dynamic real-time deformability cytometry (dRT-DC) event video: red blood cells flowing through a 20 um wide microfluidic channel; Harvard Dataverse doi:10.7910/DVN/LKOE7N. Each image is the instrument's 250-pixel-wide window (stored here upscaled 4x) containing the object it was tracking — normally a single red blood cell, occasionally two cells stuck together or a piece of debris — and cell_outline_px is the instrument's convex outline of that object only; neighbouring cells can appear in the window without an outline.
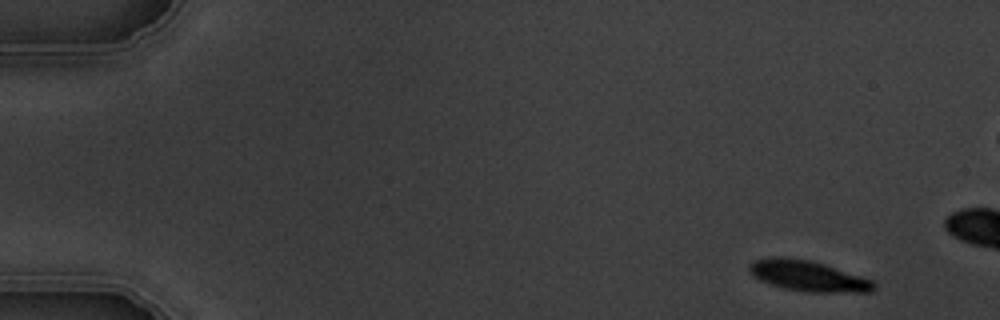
{"species": "common noctule bat (a hibernating species)", "species_latin": "Nyctalus noctula", "temperature_condition": "warm", "stored_images_in_passage": 4, "camera_frame_rate_fps": 3000, "um_per_image_px": 0.085, "animal": {"sex": "male", "body_mass_g": 19.5, "forearm_length_mm": 54.6}, "frame": {"image": 1, "passage_image": 1, "time_ms": 0.0, "image_size_px": [1000, 320], "cell_outline_px": [[876, 288], [872, 292], [812, 292], [784, 288], [760, 280], [748, 268], [748, 264], [752, 260], [772, 256], [784, 256], [812, 260], [872, 280], [876, 284]], "centroid_in_image_um": [68.68, 23.43], "position_along_channel_um": 16.3, "area_um2": 22.2}}